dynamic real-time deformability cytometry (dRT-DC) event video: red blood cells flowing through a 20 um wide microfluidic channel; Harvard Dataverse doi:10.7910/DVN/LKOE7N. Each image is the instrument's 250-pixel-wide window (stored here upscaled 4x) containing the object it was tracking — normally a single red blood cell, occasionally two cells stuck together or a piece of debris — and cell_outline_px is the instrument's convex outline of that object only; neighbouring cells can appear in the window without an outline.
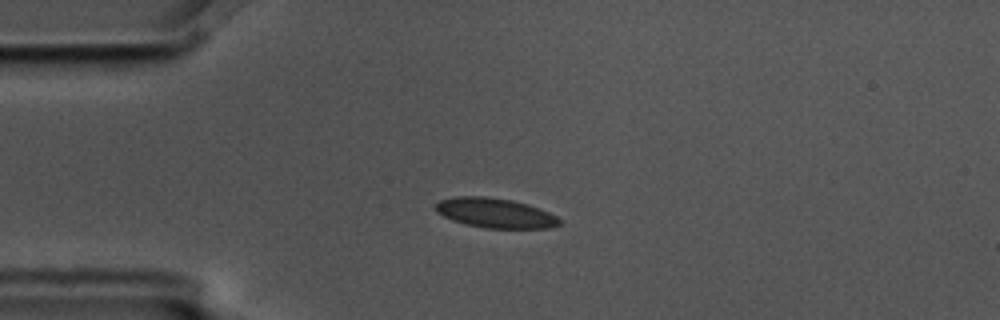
{"species": "common noctule bat (a hibernating species)", "species_latin": "Nyctalus noctula", "temperature_condition": "cold", "stored_images_in_passage": 12, "camera_frame_rate_fps": 3000, "um_per_image_px": 0.085, "animal": {"sex": "male", "body_mass_g": 17.5, "forearm_length_mm": 52.3}, "frame": {"image": 1, "passage_image": 1, "time_ms": 0.0, "image_size_px": [1000, 320], "cell_outline_px": [[560, 224], [552, 228], [484, 228], [464, 224], [452, 220], [436, 212], [436, 204], [440, 200], [456, 196], [484, 196], [512, 200], [540, 208], [556, 216], [560, 220]], "centroid_in_image_um": [42.08, 18.11], "position_along_channel_um": 42.9, "area_um2": 21.44}}
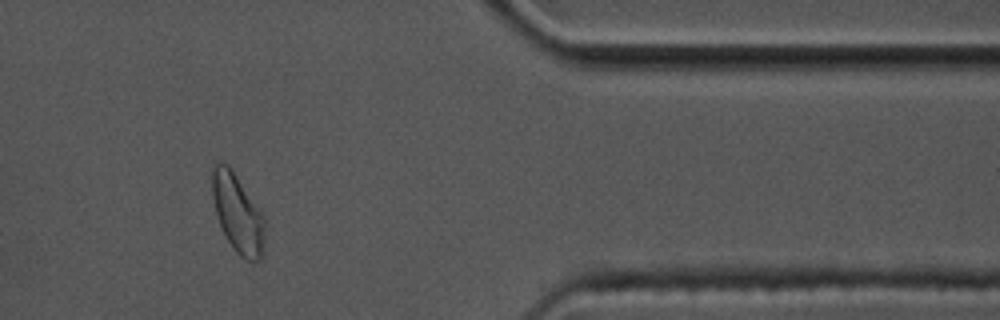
{"frame": {"image": 2, "passage_image": 10, "time_ms": 3.0, "image_size_px": [1000, 320], "cell_outline_px": [[264, 244], [260, 260], [248, 260], [240, 256], [232, 248], [216, 216], [212, 196], [212, 160], [228, 164], [232, 168], [264, 212]], "centroid_in_image_um": [20.2, 18.06], "position_along_channel_um": 391.2, "area_um2": 24.62}}